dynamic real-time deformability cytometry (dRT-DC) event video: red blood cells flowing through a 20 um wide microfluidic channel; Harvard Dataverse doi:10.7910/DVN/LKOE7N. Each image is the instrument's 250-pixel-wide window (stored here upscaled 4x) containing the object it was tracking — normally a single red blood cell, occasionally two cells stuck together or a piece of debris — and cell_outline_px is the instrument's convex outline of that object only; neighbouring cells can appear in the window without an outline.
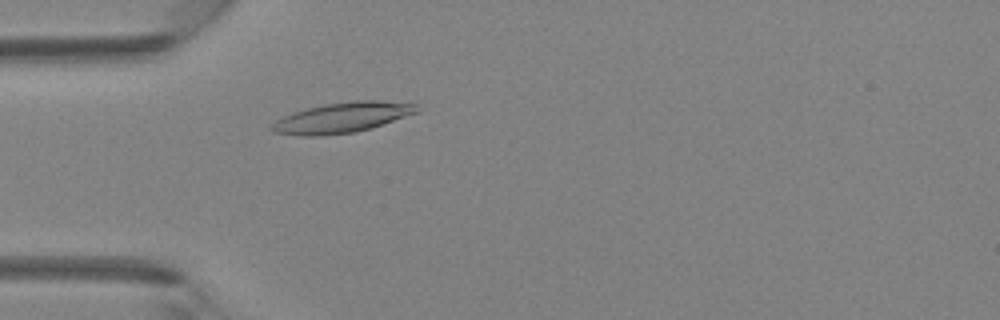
{"species": "Egyptian fruit bat (a non-hibernating species)", "species_latin": "Rousettus aegyptiacus", "temperature_condition": "room temperature", "stored_images_in_passage": 40, "camera_frame_rate_fps": 3000, "um_per_image_px": 0.085, "animal": {"sex": "female"}, "frame": {"image": 1, "passage_image": 10, "time_ms": 3.0, "image_size_px": [1000, 320], "cell_outline_px": [[420, 112], [372, 128], [356, 132], [320, 136], [300, 136], [272, 132], [268, 128], [276, 120], [284, 116], [308, 108], [324, 104], [356, 100], [380, 100], [416, 104]], "centroid_in_image_um": [29.1, 10.0], "position_along_channel_um": 55.9, "area_um2": 25.78}}
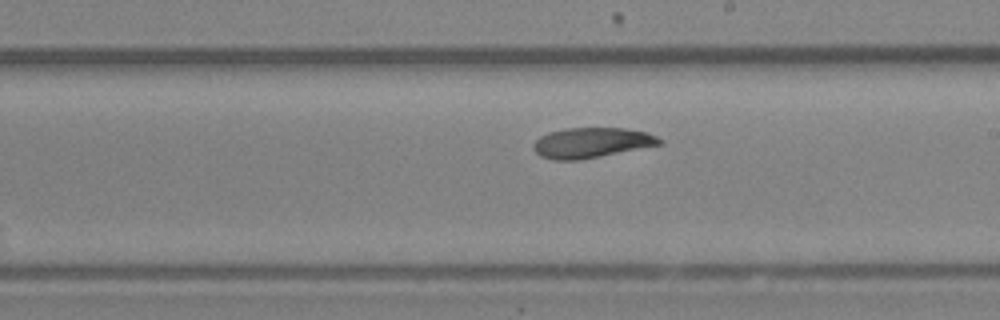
{"frame": {"image": 2, "passage_image": 22, "time_ms": 7.0, "image_size_px": [1000, 320], "cell_outline_px": [[664, 144], [580, 160], [552, 160], [540, 156], [532, 148], [532, 144], [540, 136], [548, 132], [564, 128], [624, 128], [648, 132], [664, 140]], "centroid_in_image_um": [50.29, 12.13], "position_along_channel_um": 238.7, "area_um2": 22.48}}
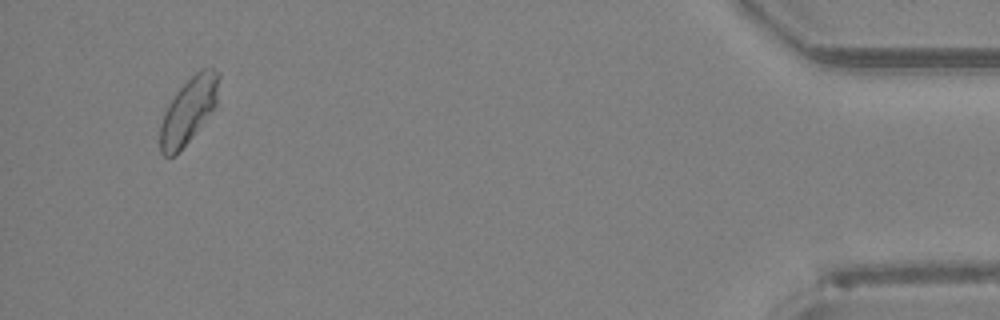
{"frame": {"image": 3, "passage_image": 38, "time_ms": 12.333, "image_size_px": [1000, 320], "cell_outline_px": [[220, 76], [216, 104], [192, 136], [176, 156], [164, 156], [160, 152], [160, 124], [164, 112], [168, 104], [176, 92], [196, 72], [204, 68], [212, 68], [220, 72]], "centroid_in_image_um": [16.01, 9.39], "position_along_channel_um": 419.2, "area_um2": 22.2}}